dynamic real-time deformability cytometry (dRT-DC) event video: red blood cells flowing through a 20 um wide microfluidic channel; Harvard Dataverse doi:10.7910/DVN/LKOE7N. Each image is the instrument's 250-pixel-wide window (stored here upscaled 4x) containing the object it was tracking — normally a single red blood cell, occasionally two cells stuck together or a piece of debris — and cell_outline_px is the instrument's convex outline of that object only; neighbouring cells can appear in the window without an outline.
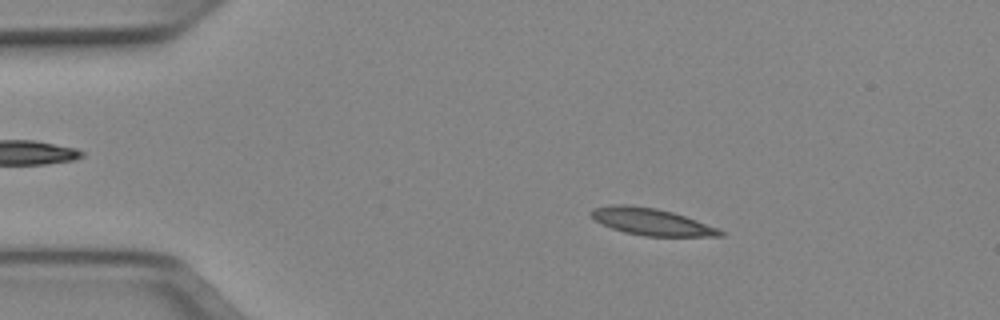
{"species": "Egyptian fruit bat (a non-hibernating species)", "species_latin": "Rousettus aegyptiacus", "temperature_condition": "cold", "stored_images_in_passage": 50, "camera_frame_rate_fps": 3000, "um_per_image_px": 0.085, "animal": {"sex": "female"}, "frame": {"image": 1, "passage_image": 8, "time_ms": 2.333, "image_size_px": [1000, 320], "cell_outline_px": [[724, 236], [644, 236], [624, 232], [612, 228], [596, 220], [588, 212], [592, 208], [612, 204], [628, 204], [656, 208], [672, 212], [696, 220], [716, 228], [724, 232]], "centroid_in_image_um": [55.32, 18.83], "position_along_channel_um": 29.7, "area_um2": 20.06}}
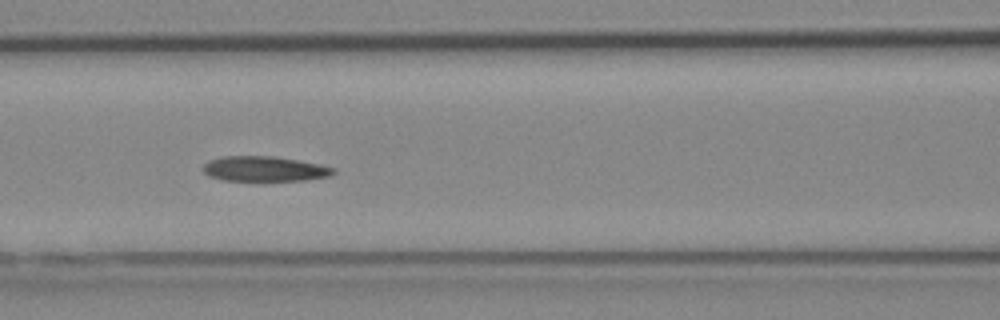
{"frame": {"image": 2, "passage_image": 21, "time_ms": 6.667, "image_size_px": [1000, 320], "cell_outline_px": [[336, 172], [332, 176], [308, 180], [224, 180], [208, 176], [204, 172], [204, 164], [208, 160], [224, 156], [272, 156], [320, 164], [336, 168]], "centroid_in_image_um": [22.52, 14.35], "position_along_channel_um": 144.1, "area_um2": 19.02}}
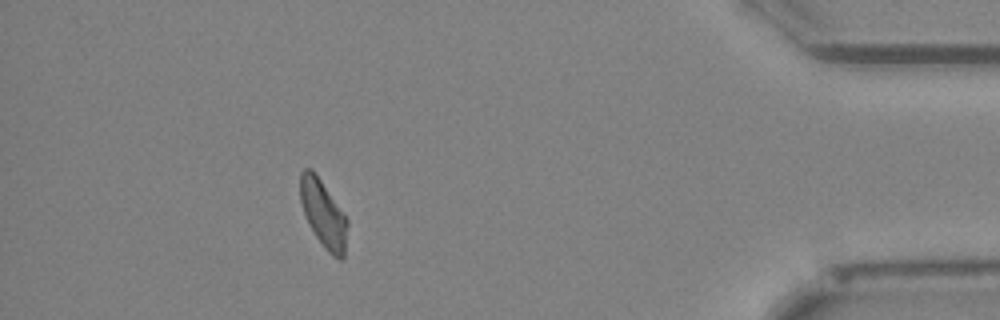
{"frame": {"image": 3, "passage_image": 45, "time_ms": 14.667, "image_size_px": [1000, 320], "cell_outline_px": [[348, 224], [344, 256], [340, 260], [332, 256], [324, 248], [308, 224], [300, 200], [300, 172], [304, 168], [312, 168], [344, 212], [348, 220]], "centroid_in_image_um": [27.49, 18.17], "position_along_channel_um": 407.7, "area_um2": 18.61}}